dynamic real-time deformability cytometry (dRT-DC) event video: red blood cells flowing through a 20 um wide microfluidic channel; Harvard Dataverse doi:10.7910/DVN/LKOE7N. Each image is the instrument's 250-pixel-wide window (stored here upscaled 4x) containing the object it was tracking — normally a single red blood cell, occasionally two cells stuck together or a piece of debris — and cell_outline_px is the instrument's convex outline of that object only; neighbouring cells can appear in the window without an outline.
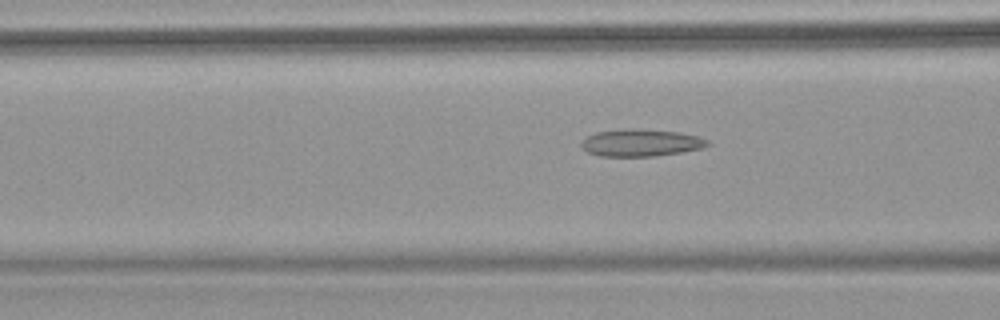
{"species": "common noctule bat (a hibernating species)", "species_latin": "Nyctalus noctula", "temperature_condition": "warm", "stored_images_in_passage": 28, "camera_frame_rate_fps": 3000, "um_per_image_px": 0.085, "animal": {"sex": "female", "body_mass_g": 18.4}, "frame": {"image": 1, "passage_image": 12, "time_ms": 3.667, "image_size_px": [1000, 320], "cell_outline_px": [[712, 144], [700, 148], [680, 152], [652, 156], [600, 156], [588, 152], [580, 148], [580, 144], [588, 136], [596, 132], [628, 128], [636, 128], [680, 132], [696, 136], [708, 140]], "centroid_in_image_um": [54.45, 12.13], "position_along_channel_um": 112.1, "area_um2": 19.94}}
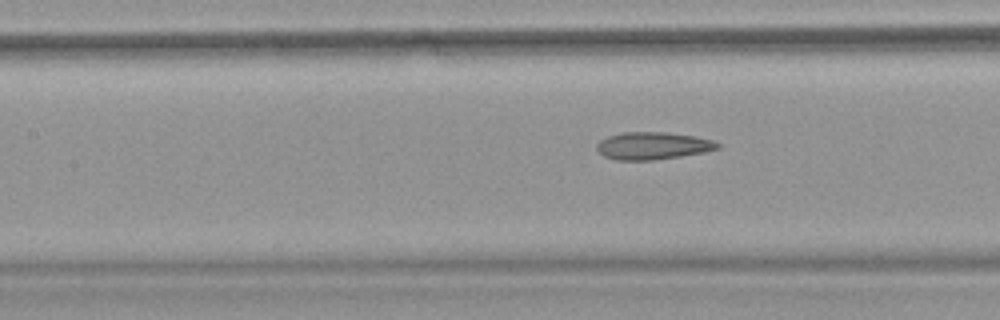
{"frame": {"image": 2, "passage_image": 16, "time_ms": 5.0, "image_size_px": [1000, 320], "cell_outline_px": [[720, 148], [704, 152], [680, 156], [652, 160], [616, 160], [604, 156], [596, 148], [596, 144], [600, 140], [608, 136], [624, 132], [664, 132], [696, 136], [712, 140], [720, 144]], "centroid_in_image_um": [55.48, 12.39], "position_along_channel_um": 151.9, "area_um2": 19.25}}